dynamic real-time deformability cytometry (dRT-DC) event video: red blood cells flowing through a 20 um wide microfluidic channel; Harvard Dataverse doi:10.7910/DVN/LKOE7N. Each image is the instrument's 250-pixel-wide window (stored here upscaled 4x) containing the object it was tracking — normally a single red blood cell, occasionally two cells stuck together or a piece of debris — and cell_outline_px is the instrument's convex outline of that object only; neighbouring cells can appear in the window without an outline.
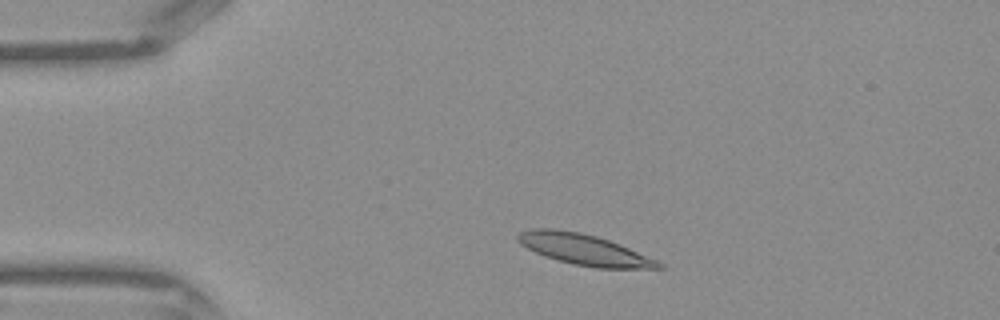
{"species": "Egyptian fruit bat (a non-hibernating species)", "species_latin": "Rousettus aegyptiacus", "temperature_condition": "warm", "stored_images_in_passage": 39, "camera_frame_rate_fps": 3000, "um_per_image_px": 0.085, "frame": {"image": 1, "passage_image": 5, "time_ms": 1.333, "image_size_px": [1000, 320], "cell_outline_px": [[668, 268], [596, 268], [572, 264], [544, 256], [520, 244], [516, 240], [516, 236], [520, 232], [532, 228], [552, 228], [580, 232], [596, 236], [608, 240], [628, 248], [656, 260], [664, 264]], "centroid_in_image_um": [49.61, 21.21], "position_along_channel_um": 35.4, "area_um2": 25.14}}
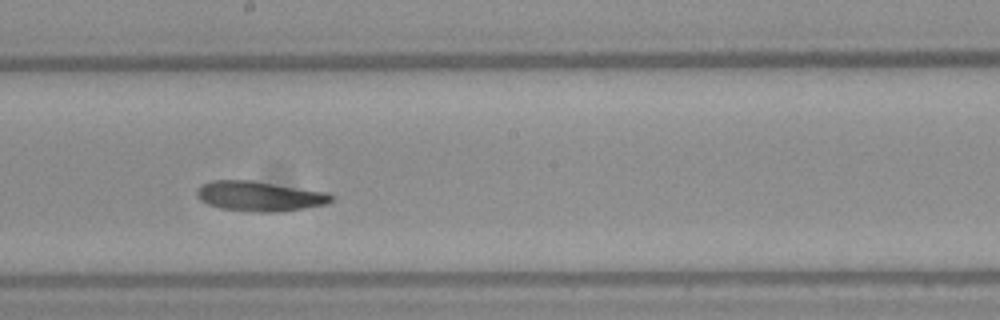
{"frame": {"image": 2, "passage_image": 20, "time_ms": 6.333, "image_size_px": [1000, 320], "cell_outline_px": [[336, 196], [328, 204], [304, 208], [276, 212], [260, 212], [220, 208], [208, 204], [200, 200], [196, 196], [196, 188], [200, 184], [212, 180], [252, 180], [328, 192]], "centroid_in_image_um": [22.06, 16.66], "position_along_channel_um": 226.1, "area_um2": 23.7}}
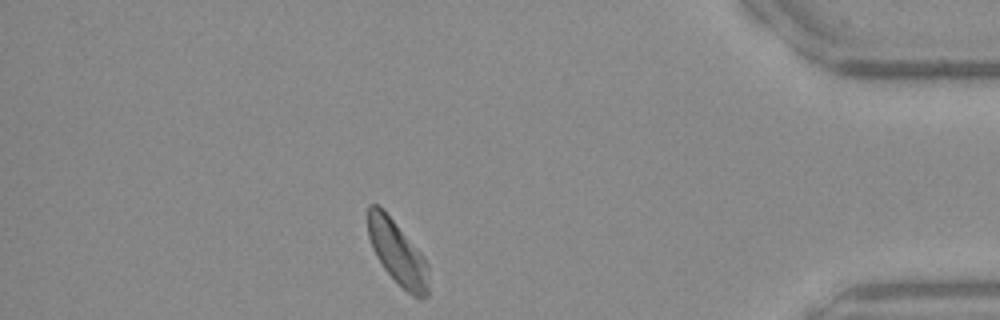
{"frame": {"image": 3, "passage_image": 34, "time_ms": 11.0, "image_size_px": [1000, 320], "cell_outline_px": [[428, 296], [412, 296], [384, 268], [376, 256], [372, 248], [368, 236], [368, 204], [376, 204], [392, 220], [424, 256], [428, 264]], "centroid_in_image_um": [33.78, 21.49], "position_along_channel_um": 401.4, "area_um2": 21.85}}